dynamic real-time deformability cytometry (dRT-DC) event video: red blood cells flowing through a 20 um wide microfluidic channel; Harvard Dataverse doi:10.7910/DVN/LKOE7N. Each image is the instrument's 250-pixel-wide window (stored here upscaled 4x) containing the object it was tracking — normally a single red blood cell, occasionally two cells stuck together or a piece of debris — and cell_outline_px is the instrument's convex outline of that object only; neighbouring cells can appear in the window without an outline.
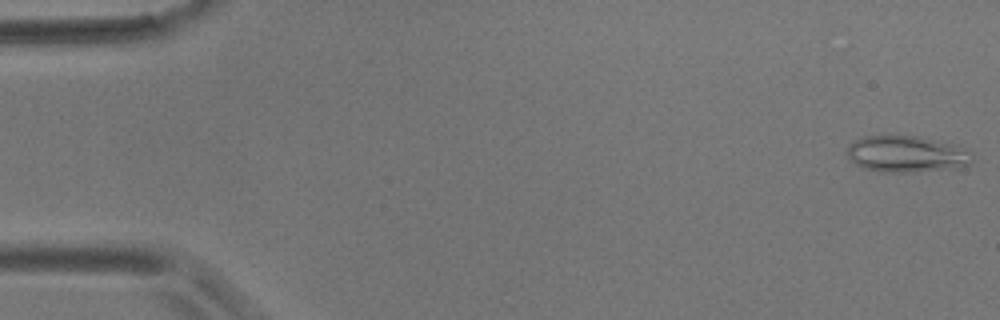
{"species": "common noctule bat (a hibernating species)", "species_latin": "Nyctalus noctula", "temperature_condition": "room temperature", "stored_images_in_passage": 5, "camera_frame_rate_fps": 3000, "um_per_image_px": 0.085, "animal": {"sex": "male", "body_mass_g": 17.9}, "frame": {"image": 1, "passage_image": 1, "time_ms": 0.0, "image_size_px": [1000, 320], "cell_outline_px": [[972, 160], [968, 164], [956, 168], [912, 172], [884, 172], [864, 168], [856, 164], [848, 156], [848, 144], [852, 140], [864, 136], [884, 132], [920, 136], [952, 144], [972, 152]], "centroid_in_image_um": [77.0, 13.04], "position_along_channel_um": 8.0, "area_um2": 27.28}}